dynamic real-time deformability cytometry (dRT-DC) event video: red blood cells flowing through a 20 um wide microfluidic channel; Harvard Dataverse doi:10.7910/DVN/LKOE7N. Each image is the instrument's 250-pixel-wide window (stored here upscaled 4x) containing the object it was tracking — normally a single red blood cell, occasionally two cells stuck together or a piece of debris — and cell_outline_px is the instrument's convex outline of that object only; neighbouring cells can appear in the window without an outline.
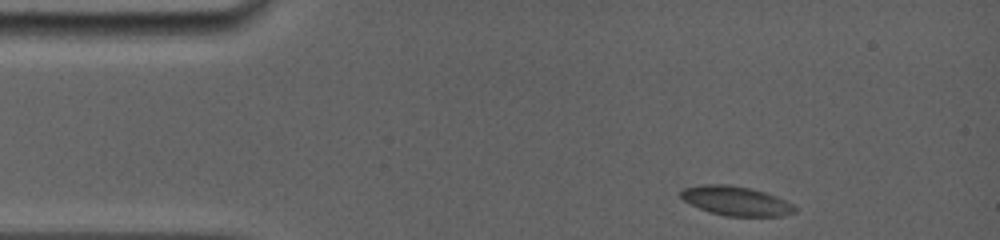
{"species": "common noctule bat (a hibernating species)", "species_latin": "Nyctalus noctula", "temperature_condition": "room temperature", "stored_images_in_passage": 3, "camera_frame_rate_fps": 5000, "um_per_image_px": 0.085, "animal": {"sex": "female", "body_mass_g": 19.0, "forearm_length_mm": 56.7}, "frame": {"image": 1, "passage_image": 1, "time_ms": 0.0, "image_size_px": [1000, 240], "cell_outline_px": [[796, 212], [784, 216], [724, 216], [708, 212], [684, 200], [680, 196], [680, 192], [684, 188], [700, 184], [728, 184], [752, 188], [776, 196], [792, 204], [796, 208]], "centroid_in_image_um": [62.56, 17.07], "position_along_channel_um": 22.4, "area_um2": 19.54}}